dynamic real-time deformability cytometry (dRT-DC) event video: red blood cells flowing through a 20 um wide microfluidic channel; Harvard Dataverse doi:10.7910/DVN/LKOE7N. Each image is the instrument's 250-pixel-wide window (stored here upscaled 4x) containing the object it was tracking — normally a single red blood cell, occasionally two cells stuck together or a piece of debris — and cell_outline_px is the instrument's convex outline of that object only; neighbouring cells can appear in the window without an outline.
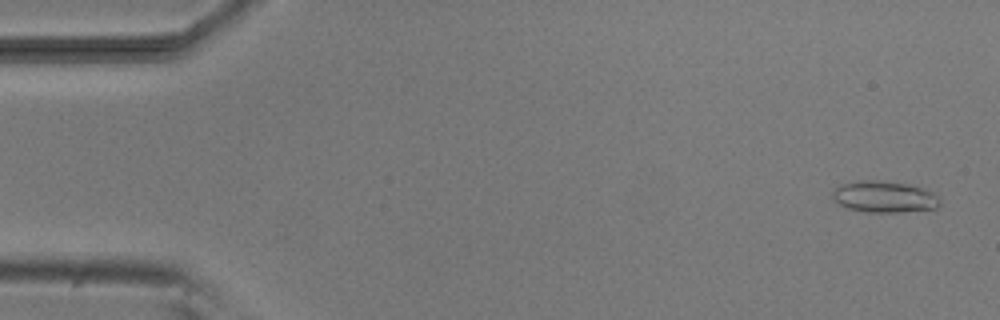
{"species": "common noctule bat (a hibernating species)", "species_latin": "Nyctalus noctula", "temperature_condition": "room temperature", "stored_images_in_passage": 7, "camera_frame_rate_fps": 3000, "um_per_image_px": 0.085, "animal": {"sex": "male", "body_mass_g": 20.5, "forearm_length_mm": 52.5}, "frame": {"image": 1, "passage_image": 1, "time_ms": 0.0, "image_size_px": [1000, 320], "cell_outline_px": [[940, 204], [936, 208], [900, 212], [868, 212], [848, 208], [840, 204], [832, 196], [832, 192], [840, 184], [856, 180], [876, 180], [908, 184], [924, 188], [940, 196]], "centroid_in_image_um": [75.19, 16.71], "position_along_channel_um": 9.8, "area_um2": 19.71}}
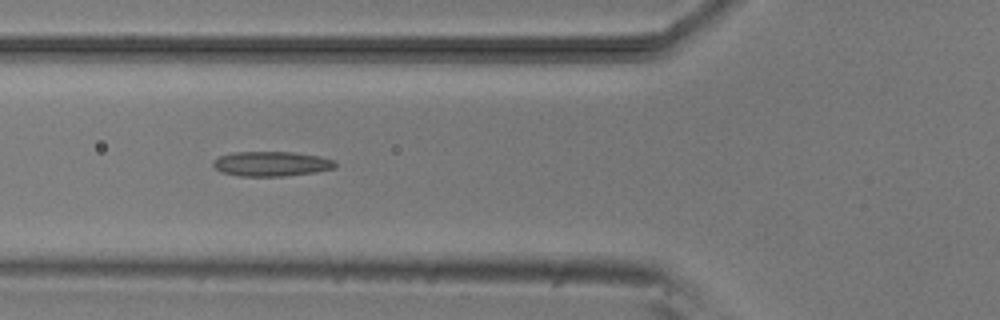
{"frame": {"image": 2, "passage_image": 6, "time_ms": 5.667, "image_size_px": [1000, 320], "cell_outline_px": [[336, 168], [316, 172], [284, 176], [240, 176], [220, 172], [212, 164], [212, 160], [220, 156], [232, 152], [292, 152], [320, 156], [332, 160], [336, 164]], "centroid_in_image_um": [23.05, 13.92], "position_along_channel_um": 102.8, "area_um2": 17.69}}
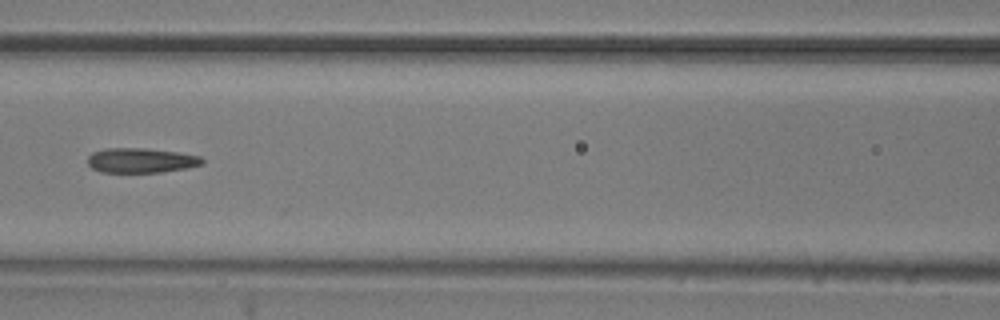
{"frame": {"image": 3, "passage_image": 7, "time_ms": 7.0, "image_size_px": [1000, 320], "cell_outline_px": [[204, 164], [184, 168], [160, 172], [100, 172], [92, 168], [88, 164], [88, 156], [92, 152], [108, 148], [144, 148], [176, 152], [200, 156], [204, 160]], "centroid_in_image_um": [11.96, 13.63], "position_along_channel_um": 154.6, "area_um2": 16.42}}